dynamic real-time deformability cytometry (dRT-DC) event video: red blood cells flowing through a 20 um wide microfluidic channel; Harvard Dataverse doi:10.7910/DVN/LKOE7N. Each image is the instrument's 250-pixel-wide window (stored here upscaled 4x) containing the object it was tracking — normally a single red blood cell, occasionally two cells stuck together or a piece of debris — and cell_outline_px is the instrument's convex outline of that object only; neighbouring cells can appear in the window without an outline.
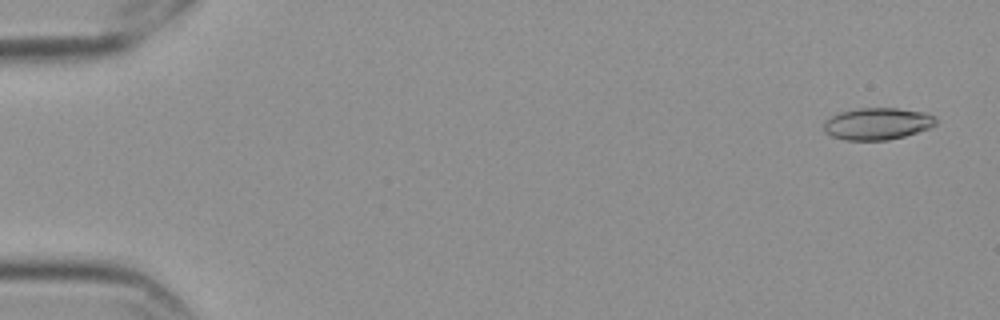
{"species": "Egyptian fruit bat (a non-hibernating species)", "species_latin": "Rousettus aegyptiacus", "temperature_condition": "cold", "stored_images_in_passage": 58, "camera_frame_rate_fps": 3000, "um_per_image_px": 0.085, "frame": {"image": 1, "passage_image": 3, "time_ms": 0.667, "image_size_px": [1000, 320], "cell_outline_px": [[936, 124], [928, 128], [904, 136], [888, 140], [844, 140], [832, 136], [824, 132], [824, 120], [840, 112], [860, 108], [896, 108], [924, 112], [932, 116], [936, 120]], "centroid_in_image_um": [74.53, 10.52], "position_along_channel_um": 10.5, "area_um2": 20.69}}
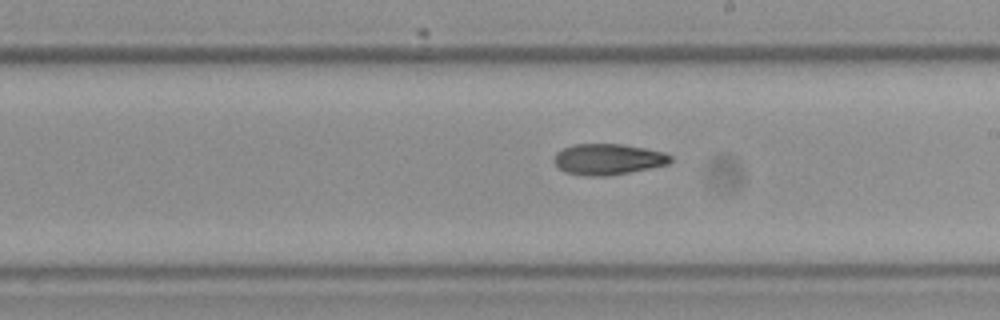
{"frame": {"image": 2, "passage_image": 34, "time_ms": 11.0, "image_size_px": [1000, 320], "cell_outline_px": [[672, 160], [668, 164], [608, 176], [584, 176], [564, 172], [552, 160], [556, 152], [572, 144], [624, 144], [664, 152], [672, 156]], "centroid_in_image_um": [51.65, 13.53], "position_along_channel_um": 237.3, "area_um2": 21.04}}
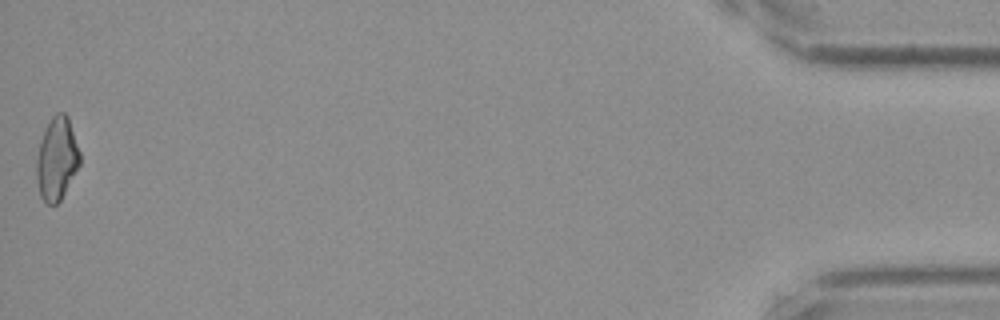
{"frame": {"image": 3, "passage_image": 58, "time_ms": 19.0, "image_size_px": [1000, 320], "cell_outline_px": [[80, 164], [60, 200], [56, 204], [48, 204], [40, 196], [36, 180], [36, 160], [40, 140], [52, 116], [56, 112], [64, 112], [68, 116], [80, 152]], "centroid_in_image_um": [4.82, 13.49], "position_along_channel_um": 430.4, "area_um2": 20.81}, "authors_computed_cell_mechanics": {"area_um2": 20.808, "velocity_mm_per_s": 3.5577, "shape_relaxation_time_tau1_ms": null, "shape_relaxation_time_tau2_ms": 8.1309, "deformation_change_tau1": null, "deformation_change_tau2": 0.1515}}